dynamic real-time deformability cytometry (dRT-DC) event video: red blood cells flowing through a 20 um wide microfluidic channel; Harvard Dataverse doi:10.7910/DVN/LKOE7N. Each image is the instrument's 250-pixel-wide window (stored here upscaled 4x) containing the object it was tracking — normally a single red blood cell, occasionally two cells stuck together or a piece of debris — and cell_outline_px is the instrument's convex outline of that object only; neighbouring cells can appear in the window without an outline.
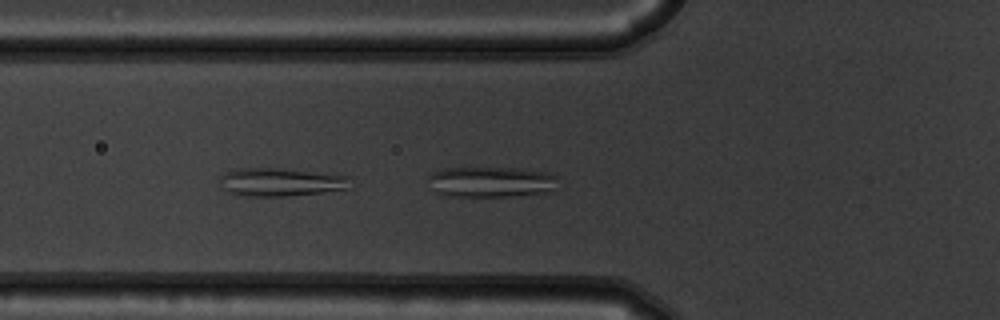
{"species": "common noctule bat (a hibernating species)", "species_latin": "Nyctalus noctula", "temperature_condition": "warm", "stored_images_in_passage": 52, "camera_frame_rate_fps": 3000, "um_per_image_px": 0.085, "animal": {"sex": "male", "body_mass_g": 19.5, "forearm_length_mm": 54.6}, "frame": {"image": 1, "passage_image": 18, "time_ms": 5.667, "image_size_px": [1000, 320], "cell_outline_px": [[556, 176], [552, 192], [512, 196], [444, 196], [436, 192], [428, 176], [432, 172], [440, 168], [524, 168], [552, 172]], "centroid_in_image_um": [41.77, 15.45], "position_along_channel_um": 84.0, "area_um2": 23.29}}
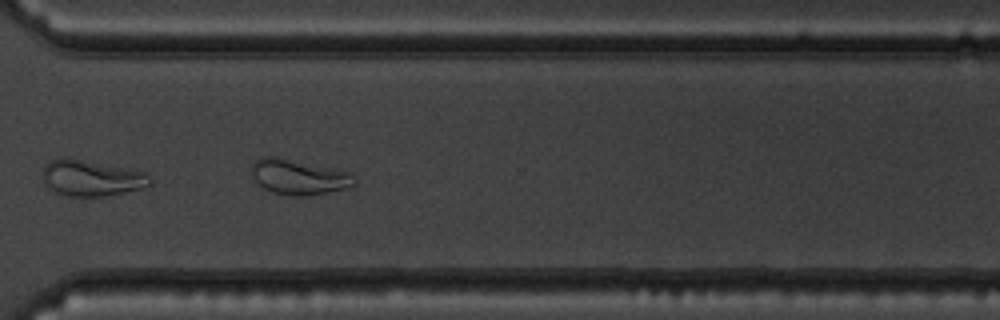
{"frame": {"image": 2, "passage_image": 39, "time_ms": 12.667, "image_size_px": [1000, 320], "cell_outline_px": [[356, 184], [352, 188], [304, 196], [292, 196], [272, 192], [264, 188], [252, 176], [252, 164], [256, 160], [264, 156], [272, 156], [348, 172], [356, 180]], "centroid_in_image_um": [25.41, 15.07], "position_along_channel_um": 345.2, "area_um2": 20.69}}
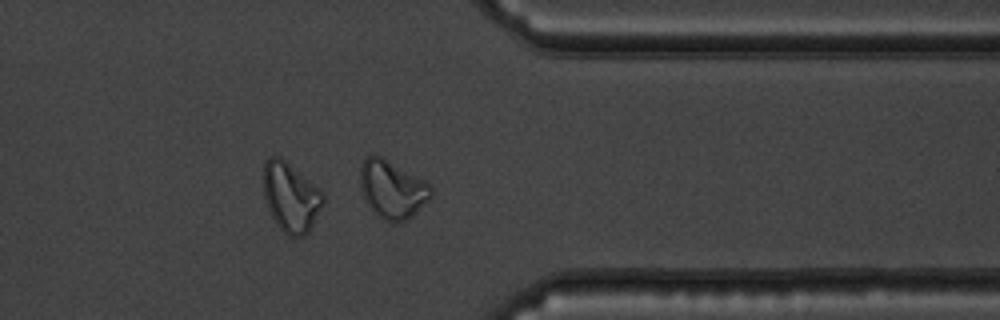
{"frame": {"image": 3, "passage_image": 42, "time_ms": 13.667, "image_size_px": [1000, 320], "cell_outline_px": [[324, 204], [308, 232], [304, 236], [288, 236], [276, 224], [264, 200], [264, 160], [268, 156], [280, 156], [320, 188], [324, 192]], "centroid_in_image_um": [24.72, 16.74], "position_along_channel_um": 386.7, "area_um2": 24.28}, "authors_computed_cell_mechanics": {"area_um2": 24.5939, "velocity_mm_per_s": 3.7272, "shape_relaxation_time_tau1_ms": null, "shape_relaxation_time_tau2_ms": 1.1755, "deformation_change_tau1": null, "deformation_change_tau2": 0.0831}}